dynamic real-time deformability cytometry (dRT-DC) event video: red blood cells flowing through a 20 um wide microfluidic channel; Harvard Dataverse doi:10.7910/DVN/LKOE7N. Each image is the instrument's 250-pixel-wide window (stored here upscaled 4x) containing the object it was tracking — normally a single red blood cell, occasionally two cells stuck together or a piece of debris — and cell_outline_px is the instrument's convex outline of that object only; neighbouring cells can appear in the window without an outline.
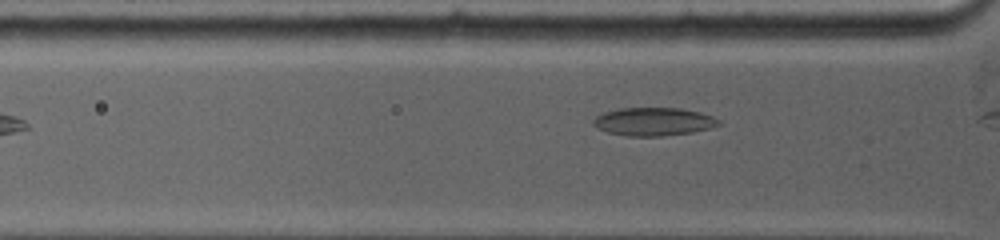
{"species": "common noctule bat (a hibernating species)", "species_latin": "Nyctalus noctula", "temperature_condition": "warm", "stored_images_in_passage": 4, "camera_frame_rate_fps": 5000, "um_per_image_px": 0.085, "animal": {"sex": "female", "body_mass_g": 19.0, "forearm_length_mm": 53.3}, "frame": {"image": 1, "passage_image": 4, "time_ms": 3.4, "image_size_px": [1000, 240], "cell_outline_px": [[720, 124], [708, 128], [692, 132], [660, 136], [628, 136], [608, 132], [592, 124], [592, 120], [596, 116], [604, 112], [616, 108], [680, 108], [700, 112], [712, 116], [720, 120]], "centroid_in_image_um": [55.53, 10.33], "position_along_channel_um": 70.3, "area_um2": 20.46}}